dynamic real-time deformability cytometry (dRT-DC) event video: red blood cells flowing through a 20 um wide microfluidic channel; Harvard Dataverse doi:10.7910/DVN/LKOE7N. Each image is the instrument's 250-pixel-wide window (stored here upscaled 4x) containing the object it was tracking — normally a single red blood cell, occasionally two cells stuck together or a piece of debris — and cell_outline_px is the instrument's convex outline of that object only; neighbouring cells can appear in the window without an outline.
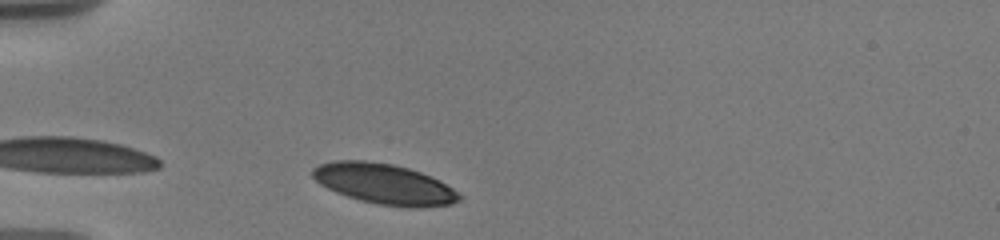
{"species": "human", "species_latin": "Homo sapiens", "temperature_condition": "warm", "stored_images_in_passage": 42, "camera_frame_rate_fps": 3000, "um_per_image_px": 0.085, "donor": {"sex": "male"}, "frame": {"image": 1, "passage_image": 4, "time_ms": 0.667, "image_size_px": [1000, 240], "cell_outline_px": [[464, 196], [460, 200], [452, 204], [380, 204], [360, 200], [336, 192], [320, 184], [312, 176], [312, 168], [320, 164], [336, 160], [364, 160], [392, 164], [408, 168], [432, 176], [440, 180]], "centroid_in_image_um": [32.61, 15.57], "position_along_channel_um": 52.4, "area_um2": 33.47}}
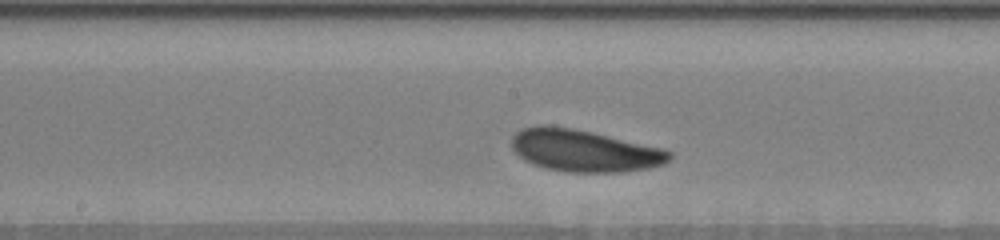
{"frame": {"image": 2, "passage_image": 21, "time_ms": 4.0, "image_size_px": [1000, 240], "cell_outline_px": [[672, 156], [664, 164], [648, 168], [620, 172], [568, 172], [544, 168], [532, 164], [524, 160], [512, 148], [512, 136], [520, 128], [540, 124], [548, 124], [572, 128], [660, 148], [672, 152]], "centroid_in_image_um": [49.59, 12.8], "position_along_channel_um": 198.6, "area_um2": 38.44}}
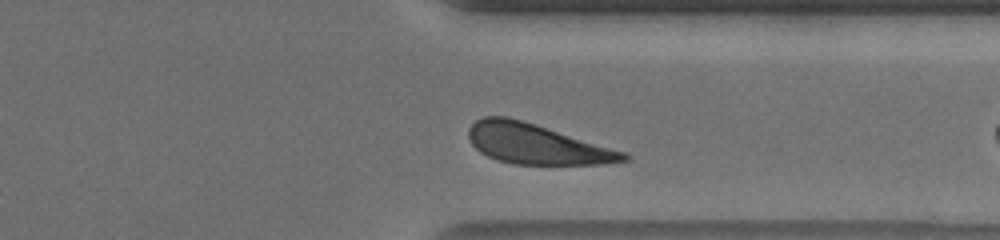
{"frame": {"image": 3, "passage_image": 39, "time_ms": 8.667, "image_size_px": [1000, 240], "cell_outline_px": [[628, 160], [604, 164], [512, 164], [496, 160], [480, 152], [472, 144], [468, 136], [468, 128], [476, 120], [484, 116], [508, 116], [536, 124], [624, 152], [628, 156]], "centroid_in_image_um": [45.54, 12.23], "position_along_channel_um": 365.9, "area_um2": 35.89}}